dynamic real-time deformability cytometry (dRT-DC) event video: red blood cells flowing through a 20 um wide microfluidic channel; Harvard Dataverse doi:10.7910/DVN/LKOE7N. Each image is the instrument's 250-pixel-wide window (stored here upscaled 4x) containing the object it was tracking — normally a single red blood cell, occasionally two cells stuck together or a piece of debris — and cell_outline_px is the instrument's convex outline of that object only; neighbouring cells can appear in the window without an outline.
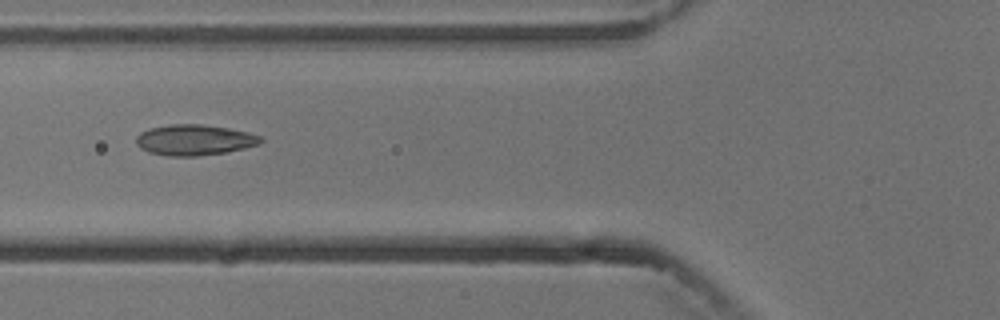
{"species": "common noctule bat (a hibernating species)", "species_latin": "Nyctalus noctula", "temperature_condition": "cold", "stored_images_in_passage": 7, "camera_frame_rate_fps": 3000, "um_per_image_px": 0.085, "animal": {"sex": "male", "body_mass_g": 13.3}, "frame": {"image": 1, "passage_image": 6, "time_ms": 5.667, "image_size_px": [1000, 320], "cell_outline_px": [[264, 140], [260, 144], [244, 148], [224, 152], [196, 156], [168, 156], [148, 152], [140, 148], [136, 144], [136, 136], [140, 132], [148, 128], [172, 124], [200, 124], [228, 128], [248, 132], [260, 136]], "centroid_in_image_um": [16.49, 11.89], "position_along_channel_um": 109.3, "area_um2": 22.31}}
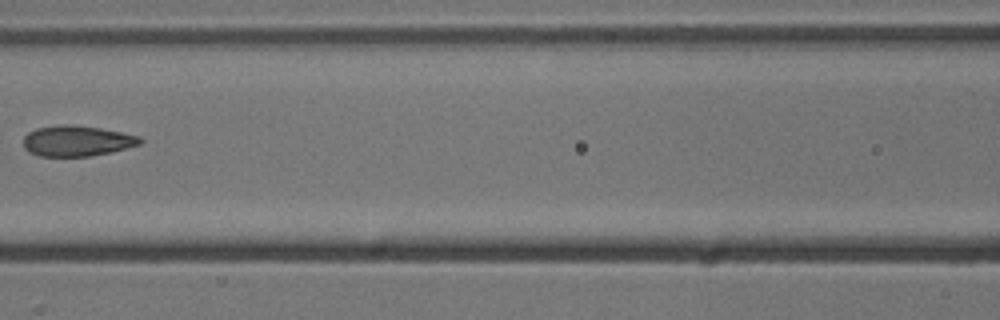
{"frame": {"image": 2, "passage_image": 7, "time_ms": 7.0, "image_size_px": [1000, 320], "cell_outline_px": [[144, 140], [140, 144], [112, 152], [88, 156], [40, 156], [28, 152], [24, 148], [24, 136], [28, 132], [36, 128], [60, 124], [72, 124], [100, 128], [140, 136]], "centroid_in_image_um": [6.53, 11.97], "position_along_channel_um": 160.1, "area_um2": 20.92}}